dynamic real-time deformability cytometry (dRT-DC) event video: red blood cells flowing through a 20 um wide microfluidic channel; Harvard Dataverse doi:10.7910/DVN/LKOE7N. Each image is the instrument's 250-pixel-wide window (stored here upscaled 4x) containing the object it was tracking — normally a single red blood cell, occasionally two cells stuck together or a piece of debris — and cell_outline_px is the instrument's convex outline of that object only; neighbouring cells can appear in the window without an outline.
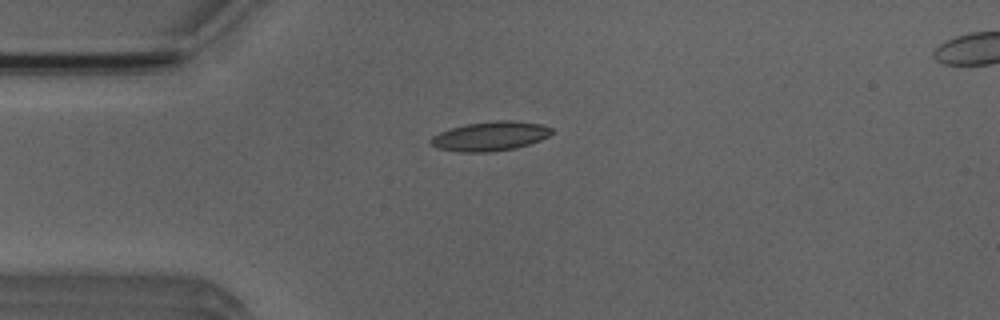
{"species": "Egyptian fruit bat (a non-hibernating species)", "species_latin": "Rousettus aegyptiacus", "temperature_condition": "room temperature", "stored_images_in_passage": 7, "camera_frame_rate_fps": 3000, "um_per_image_px": 0.085, "animal": {"sex": "male"}, "frame": {"image": 1, "passage_image": 2, "time_ms": 2.333, "image_size_px": [1000, 320], "cell_outline_px": [[552, 132], [548, 136], [540, 140], [516, 148], [492, 152], [460, 152], [436, 148], [428, 140], [432, 136], [440, 132], [464, 124], [496, 120], [512, 120], [540, 124], [552, 128]], "centroid_in_image_um": [41.64, 11.58], "position_along_channel_um": 43.4, "area_um2": 20.69}}
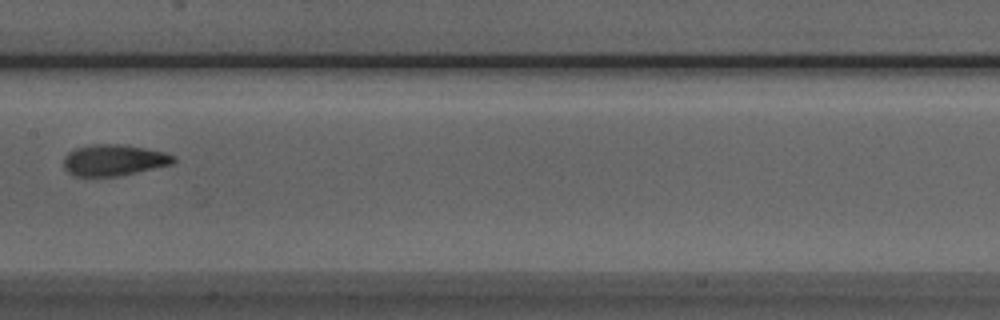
{"frame": {"image": 2, "passage_image": 6, "time_ms": 6.667, "image_size_px": [1000, 320], "cell_outline_px": [[176, 164], [120, 176], [76, 176], [68, 172], [64, 168], [64, 156], [68, 152], [76, 148], [92, 144], [120, 144], [144, 148], [164, 152], [176, 156]], "centroid_in_image_um": [9.72, 13.62], "position_along_channel_um": 197.7, "area_um2": 20.23}}
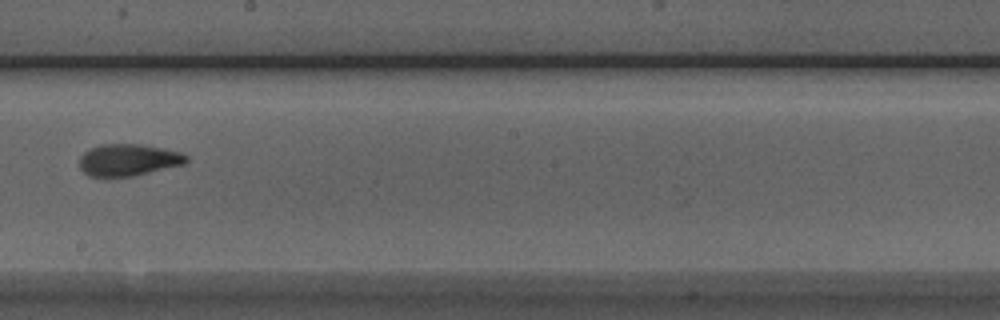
{"frame": {"image": 3, "passage_image": 7, "time_ms": 7.667, "image_size_px": [1000, 320], "cell_outline_px": [[188, 160], [184, 164], [132, 176], [88, 176], [80, 168], [80, 156], [88, 148], [100, 144], [140, 144], [180, 152], [188, 156]], "centroid_in_image_um": [10.88, 13.58], "position_along_channel_um": 237.3, "area_um2": 19.71}}